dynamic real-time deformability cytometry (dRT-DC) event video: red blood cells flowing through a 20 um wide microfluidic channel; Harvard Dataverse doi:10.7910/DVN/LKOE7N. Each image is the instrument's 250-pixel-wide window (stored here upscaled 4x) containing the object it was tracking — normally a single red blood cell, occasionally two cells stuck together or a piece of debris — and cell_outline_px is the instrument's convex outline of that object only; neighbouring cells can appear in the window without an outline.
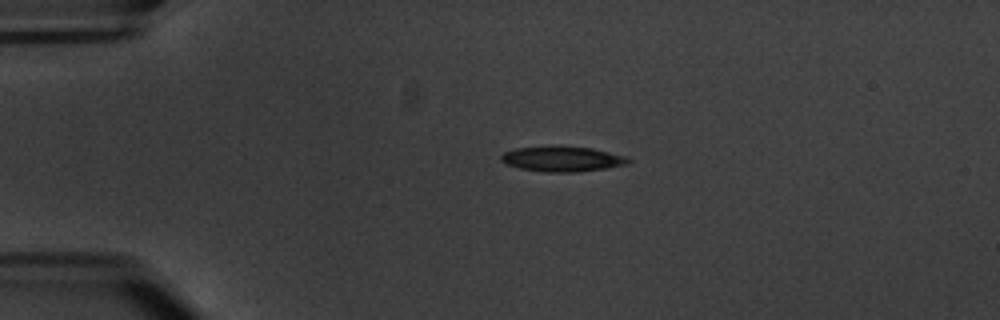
{"species": "common noctule bat (a hibernating species)", "species_latin": "Nyctalus noctula", "temperature_condition": "warm", "stored_images_in_passage": 6, "camera_frame_rate_fps": 3000, "um_per_image_px": 0.085, "animal": {"sex": "male", "body_mass_g": 20.1, "forearm_length_mm": 53.5}, "frame": {"image": 1, "passage_image": 3, "time_ms": 2.333, "image_size_px": [1000, 320], "cell_outline_px": [[632, 160], [628, 164], [604, 168], [576, 172], [548, 172], [520, 168], [508, 164], [500, 160], [500, 156], [504, 152], [516, 148], [556, 144], [592, 148], [628, 156]], "centroid_in_image_um": [47.81, 13.47], "position_along_channel_um": 37.2, "area_um2": 19.07}}
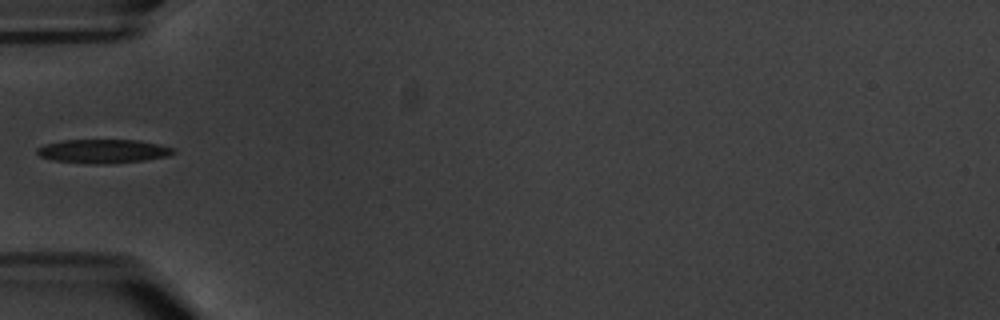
{"frame": {"image": 2, "passage_image": 5, "time_ms": 4.667, "image_size_px": [1000, 320], "cell_outline_px": [[176, 152], [168, 156], [144, 160], [104, 164], [88, 164], [52, 160], [40, 156], [36, 152], [36, 148], [44, 144], [64, 140], [140, 140], [160, 144], [176, 148]], "centroid_in_image_um": [8.78, 12.85], "position_along_channel_um": 76.2, "area_um2": 19.13}}